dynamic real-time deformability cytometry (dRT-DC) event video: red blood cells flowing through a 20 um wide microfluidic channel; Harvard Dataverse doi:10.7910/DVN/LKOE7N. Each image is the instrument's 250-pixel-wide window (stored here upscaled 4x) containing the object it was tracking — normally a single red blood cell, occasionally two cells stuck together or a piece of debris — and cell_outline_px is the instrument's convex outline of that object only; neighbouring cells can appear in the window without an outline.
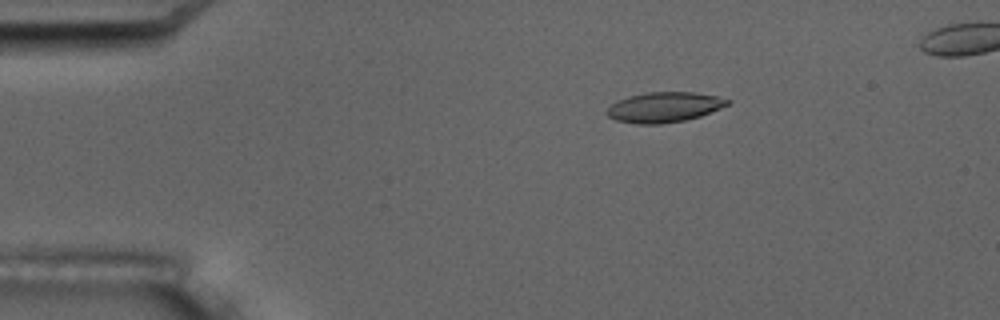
{"species": "common noctule bat (a hibernating species)", "species_latin": "Nyctalus noctula", "temperature_condition": "room temperature", "stored_images_in_passage": 4, "camera_frame_rate_fps": 3000, "um_per_image_px": 0.085, "animal": {"sex": "male", "body_mass_g": 17.5, "forearm_length_mm": 52.3}, "frame": {"image": 1, "passage_image": 1, "time_ms": 0.0, "image_size_px": [1000, 320], "cell_outline_px": [[732, 100], [728, 104], [720, 108], [700, 116], [684, 120], [660, 124], [636, 124], [616, 120], [608, 116], [604, 112], [616, 100], [628, 96], [648, 92], [696, 92], [716, 96]], "centroid_in_image_um": [56.43, 9.1], "position_along_channel_um": 28.6, "area_um2": 21.21}}